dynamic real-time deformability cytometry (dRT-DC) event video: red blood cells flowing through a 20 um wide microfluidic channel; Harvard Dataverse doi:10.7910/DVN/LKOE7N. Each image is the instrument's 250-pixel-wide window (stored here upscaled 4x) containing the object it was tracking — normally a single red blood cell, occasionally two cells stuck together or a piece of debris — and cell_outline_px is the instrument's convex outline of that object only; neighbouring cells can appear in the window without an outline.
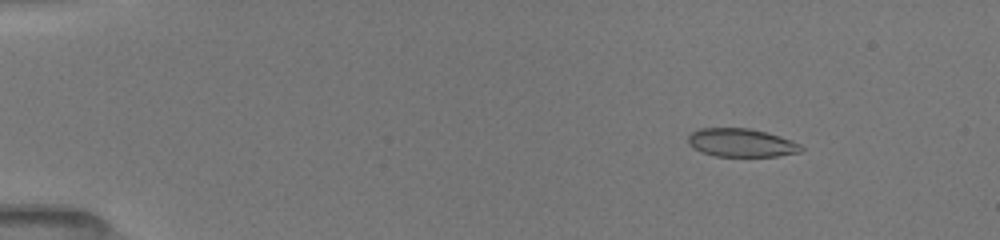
{"species": "common noctule bat (a hibernating species)", "species_latin": "Nyctalus noctula", "temperature_condition": "room temperature", "stored_images_in_passage": 42, "camera_frame_rate_fps": 3000, "um_per_image_px": 0.085, "animal": {"sex": "female", "body_mass_g": 19.5, "forearm_length_mm": 54.1}, "frame": {"image": 1, "passage_image": 6, "time_ms": 2.0, "image_size_px": [1000, 240], "cell_outline_px": [[804, 148], [800, 152], [776, 156], [716, 156], [704, 152], [688, 144], [688, 136], [692, 132], [700, 128], [748, 128], [780, 136], [792, 140], [800, 144]], "centroid_in_image_um": [63.03, 12.13], "position_along_channel_um": 22.0, "area_um2": 18.44}}
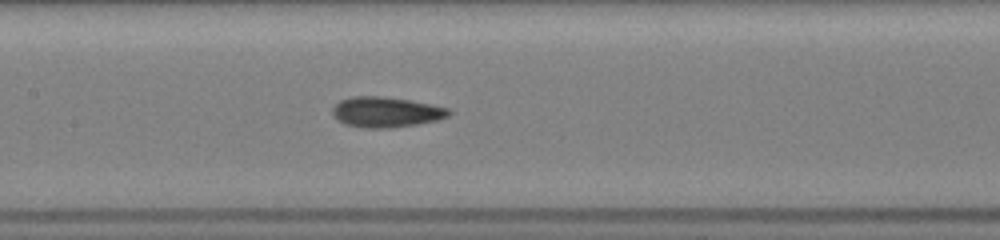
{"frame": {"image": 2, "passage_image": 22, "time_ms": 8.333, "image_size_px": [1000, 240], "cell_outline_px": [[452, 112], [448, 116], [436, 120], [416, 124], [388, 128], [364, 128], [344, 124], [336, 120], [332, 112], [332, 108], [340, 100], [352, 96], [380, 96], [408, 100], [448, 108]], "centroid_in_image_um": [32.76, 9.53], "position_along_channel_um": 174.6, "area_um2": 20.46}}
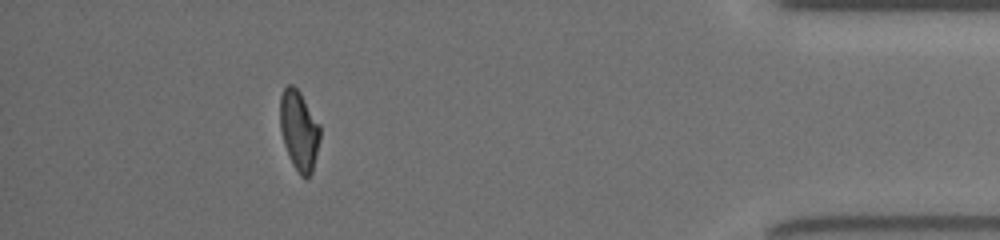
{"frame": {"image": 3, "passage_image": 37, "time_ms": 15.333, "image_size_px": [1000, 240], "cell_outline_px": [[320, 140], [312, 172], [308, 176], [300, 176], [292, 164], [288, 156], [284, 144], [280, 128], [280, 96], [284, 88], [288, 84], [292, 84], [300, 92], [320, 124]], "centroid_in_image_um": [25.41, 11.08], "position_along_channel_um": 409.8, "area_um2": 18.67}, "authors_computed_cell_mechanics": {"area_um2": 19.6231, "velocity_mm_per_s": 4.0286, "shape_relaxation_time_tau1_ms": 6.0053, "shape_relaxation_time_tau2_ms": 1.9532, "deformation_change_tau1": 0.164, "deformation_change_tau2": 0.0895}}